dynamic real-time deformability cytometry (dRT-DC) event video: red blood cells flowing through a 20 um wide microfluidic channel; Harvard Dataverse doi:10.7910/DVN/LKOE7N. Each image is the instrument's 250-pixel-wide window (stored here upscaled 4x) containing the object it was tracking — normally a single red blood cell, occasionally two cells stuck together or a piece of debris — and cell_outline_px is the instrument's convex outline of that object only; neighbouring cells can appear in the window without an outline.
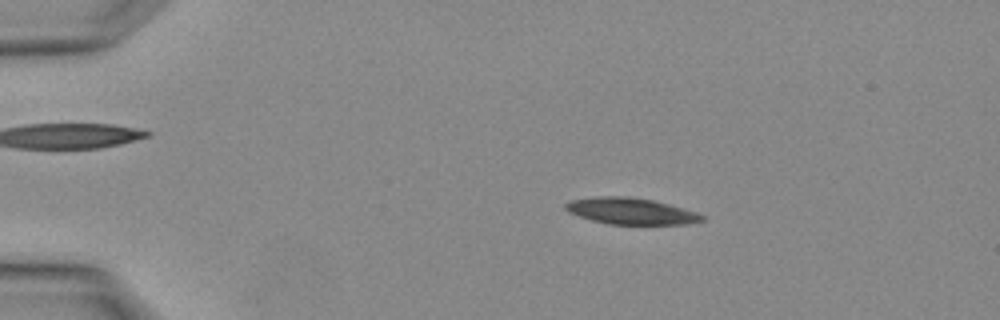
{"species": "Egyptian fruit bat (a non-hibernating species)", "species_latin": "Rousettus aegyptiacus", "temperature_condition": "warm", "stored_images_in_passage": 2, "camera_frame_rate_fps": 3000, "um_per_image_px": 0.085, "animal": {"sex": "female"}, "frame": {"image": 1, "passage_image": 2, "time_ms": 0.333, "image_size_px": [1000, 320], "cell_outline_px": [[704, 220], [688, 224], [608, 224], [592, 220], [568, 212], [564, 208], [564, 204], [572, 200], [596, 196], [628, 196], [652, 200], [668, 204], [696, 212], [704, 216]], "centroid_in_image_um": [53.6, 17.94], "position_along_channel_um": 31.4, "area_um2": 20.87}}